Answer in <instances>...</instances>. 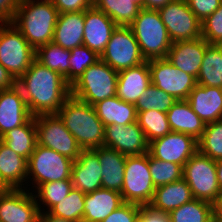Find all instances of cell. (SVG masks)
Masks as SVG:
<instances>
[{"label": "cell", "instance_id": "1", "mask_svg": "<svg viewBox=\"0 0 222 222\" xmlns=\"http://www.w3.org/2000/svg\"><path fill=\"white\" fill-rule=\"evenodd\" d=\"M32 116L57 114L71 95V86L58 72L50 70L36 59L16 81Z\"/></svg>", "mask_w": 222, "mask_h": 222}, {"label": "cell", "instance_id": "2", "mask_svg": "<svg viewBox=\"0 0 222 222\" xmlns=\"http://www.w3.org/2000/svg\"><path fill=\"white\" fill-rule=\"evenodd\" d=\"M58 15L51 0H21L11 23L36 50L52 42Z\"/></svg>", "mask_w": 222, "mask_h": 222}, {"label": "cell", "instance_id": "3", "mask_svg": "<svg viewBox=\"0 0 222 222\" xmlns=\"http://www.w3.org/2000/svg\"><path fill=\"white\" fill-rule=\"evenodd\" d=\"M57 114L82 150L104 146L105 126L92 105L70 95Z\"/></svg>", "mask_w": 222, "mask_h": 222}, {"label": "cell", "instance_id": "4", "mask_svg": "<svg viewBox=\"0 0 222 222\" xmlns=\"http://www.w3.org/2000/svg\"><path fill=\"white\" fill-rule=\"evenodd\" d=\"M130 27L146 61L167 58L172 41L158 10L142 8Z\"/></svg>", "mask_w": 222, "mask_h": 222}, {"label": "cell", "instance_id": "5", "mask_svg": "<svg viewBox=\"0 0 222 222\" xmlns=\"http://www.w3.org/2000/svg\"><path fill=\"white\" fill-rule=\"evenodd\" d=\"M118 72L101 59L71 85V95L90 105L116 96Z\"/></svg>", "mask_w": 222, "mask_h": 222}, {"label": "cell", "instance_id": "6", "mask_svg": "<svg viewBox=\"0 0 222 222\" xmlns=\"http://www.w3.org/2000/svg\"><path fill=\"white\" fill-rule=\"evenodd\" d=\"M36 50L12 23L0 24V64L17 81L35 60Z\"/></svg>", "mask_w": 222, "mask_h": 222}, {"label": "cell", "instance_id": "7", "mask_svg": "<svg viewBox=\"0 0 222 222\" xmlns=\"http://www.w3.org/2000/svg\"><path fill=\"white\" fill-rule=\"evenodd\" d=\"M121 195L125 203L150 204L155 186L149 169V153L127 156Z\"/></svg>", "mask_w": 222, "mask_h": 222}, {"label": "cell", "instance_id": "8", "mask_svg": "<svg viewBox=\"0 0 222 222\" xmlns=\"http://www.w3.org/2000/svg\"><path fill=\"white\" fill-rule=\"evenodd\" d=\"M183 179L191 189L194 199L213 203L220 194L216 161L197 151L183 167Z\"/></svg>", "mask_w": 222, "mask_h": 222}, {"label": "cell", "instance_id": "9", "mask_svg": "<svg viewBox=\"0 0 222 222\" xmlns=\"http://www.w3.org/2000/svg\"><path fill=\"white\" fill-rule=\"evenodd\" d=\"M37 144L53 149L59 154L75 161L82 148L75 137L67 130L58 114H42L35 116Z\"/></svg>", "mask_w": 222, "mask_h": 222}, {"label": "cell", "instance_id": "10", "mask_svg": "<svg viewBox=\"0 0 222 222\" xmlns=\"http://www.w3.org/2000/svg\"><path fill=\"white\" fill-rule=\"evenodd\" d=\"M73 160L53 149L36 144L28 159L27 178H31L36 189L43 183L71 179ZM29 176V177H28Z\"/></svg>", "mask_w": 222, "mask_h": 222}, {"label": "cell", "instance_id": "11", "mask_svg": "<svg viewBox=\"0 0 222 222\" xmlns=\"http://www.w3.org/2000/svg\"><path fill=\"white\" fill-rule=\"evenodd\" d=\"M100 59L117 72L146 61L130 26H117L113 30Z\"/></svg>", "mask_w": 222, "mask_h": 222}, {"label": "cell", "instance_id": "12", "mask_svg": "<svg viewBox=\"0 0 222 222\" xmlns=\"http://www.w3.org/2000/svg\"><path fill=\"white\" fill-rule=\"evenodd\" d=\"M158 11L172 43L202 37V22L185 0H174Z\"/></svg>", "mask_w": 222, "mask_h": 222}, {"label": "cell", "instance_id": "13", "mask_svg": "<svg viewBox=\"0 0 222 222\" xmlns=\"http://www.w3.org/2000/svg\"><path fill=\"white\" fill-rule=\"evenodd\" d=\"M151 83L172 95L176 100H186L197 85V79L175 67L167 58L148 61Z\"/></svg>", "mask_w": 222, "mask_h": 222}, {"label": "cell", "instance_id": "14", "mask_svg": "<svg viewBox=\"0 0 222 222\" xmlns=\"http://www.w3.org/2000/svg\"><path fill=\"white\" fill-rule=\"evenodd\" d=\"M40 204L27 189L0 190V222H38Z\"/></svg>", "mask_w": 222, "mask_h": 222}, {"label": "cell", "instance_id": "15", "mask_svg": "<svg viewBox=\"0 0 222 222\" xmlns=\"http://www.w3.org/2000/svg\"><path fill=\"white\" fill-rule=\"evenodd\" d=\"M198 151V140L194 137L172 131L149 143L148 153L159 160L184 164Z\"/></svg>", "mask_w": 222, "mask_h": 222}, {"label": "cell", "instance_id": "16", "mask_svg": "<svg viewBox=\"0 0 222 222\" xmlns=\"http://www.w3.org/2000/svg\"><path fill=\"white\" fill-rule=\"evenodd\" d=\"M104 146L115 149L126 156L148 153L149 143L137 122L105 126Z\"/></svg>", "mask_w": 222, "mask_h": 222}, {"label": "cell", "instance_id": "17", "mask_svg": "<svg viewBox=\"0 0 222 222\" xmlns=\"http://www.w3.org/2000/svg\"><path fill=\"white\" fill-rule=\"evenodd\" d=\"M84 21L83 45L101 56L117 25L94 6L84 11Z\"/></svg>", "mask_w": 222, "mask_h": 222}, {"label": "cell", "instance_id": "18", "mask_svg": "<svg viewBox=\"0 0 222 222\" xmlns=\"http://www.w3.org/2000/svg\"><path fill=\"white\" fill-rule=\"evenodd\" d=\"M31 117L17 85L8 90H0V138L9 130L24 125Z\"/></svg>", "mask_w": 222, "mask_h": 222}, {"label": "cell", "instance_id": "19", "mask_svg": "<svg viewBox=\"0 0 222 222\" xmlns=\"http://www.w3.org/2000/svg\"><path fill=\"white\" fill-rule=\"evenodd\" d=\"M101 171L98 155L93 150H82L71 168L73 188L85 194L102 188Z\"/></svg>", "mask_w": 222, "mask_h": 222}, {"label": "cell", "instance_id": "20", "mask_svg": "<svg viewBox=\"0 0 222 222\" xmlns=\"http://www.w3.org/2000/svg\"><path fill=\"white\" fill-rule=\"evenodd\" d=\"M208 45L203 37L174 42L169 49L167 59L175 67L197 79Z\"/></svg>", "mask_w": 222, "mask_h": 222}, {"label": "cell", "instance_id": "21", "mask_svg": "<svg viewBox=\"0 0 222 222\" xmlns=\"http://www.w3.org/2000/svg\"><path fill=\"white\" fill-rule=\"evenodd\" d=\"M151 84L148 61L118 72L116 96L131 104H136Z\"/></svg>", "mask_w": 222, "mask_h": 222}, {"label": "cell", "instance_id": "22", "mask_svg": "<svg viewBox=\"0 0 222 222\" xmlns=\"http://www.w3.org/2000/svg\"><path fill=\"white\" fill-rule=\"evenodd\" d=\"M186 100L205 124L222 119V88L197 84Z\"/></svg>", "mask_w": 222, "mask_h": 222}, {"label": "cell", "instance_id": "23", "mask_svg": "<svg viewBox=\"0 0 222 222\" xmlns=\"http://www.w3.org/2000/svg\"><path fill=\"white\" fill-rule=\"evenodd\" d=\"M28 160L15 153L0 139V190L22 189L27 181Z\"/></svg>", "mask_w": 222, "mask_h": 222}, {"label": "cell", "instance_id": "24", "mask_svg": "<svg viewBox=\"0 0 222 222\" xmlns=\"http://www.w3.org/2000/svg\"><path fill=\"white\" fill-rule=\"evenodd\" d=\"M84 203L83 220L88 222H102L125 202L120 192L99 188L94 192L87 193Z\"/></svg>", "mask_w": 222, "mask_h": 222}, {"label": "cell", "instance_id": "25", "mask_svg": "<svg viewBox=\"0 0 222 222\" xmlns=\"http://www.w3.org/2000/svg\"><path fill=\"white\" fill-rule=\"evenodd\" d=\"M84 11L60 13L52 42L66 50L83 45Z\"/></svg>", "mask_w": 222, "mask_h": 222}, {"label": "cell", "instance_id": "26", "mask_svg": "<svg viewBox=\"0 0 222 222\" xmlns=\"http://www.w3.org/2000/svg\"><path fill=\"white\" fill-rule=\"evenodd\" d=\"M99 158L102 173V188L115 190L121 193L127 156L115 149L102 146L92 149Z\"/></svg>", "mask_w": 222, "mask_h": 222}, {"label": "cell", "instance_id": "27", "mask_svg": "<svg viewBox=\"0 0 222 222\" xmlns=\"http://www.w3.org/2000/svg\"><path fill=\"white\" fill-rule=\"evenodd\" d=\"M171 131L184 133L199 140L206 124L192 110L187 100H177L167 111Z\"/></svg>", "mask_w": 222, "mask_h": 222}, {"label": "cell", "instance_id": "28", "mask_svg": "<svg viewBox=\"0 0 222 222\" xmlns=\"http://www.w3.org/2000/svg\"><path fill=\"white\" fill-rule=\"evenodd\" d=\"M98 118L104 126L111 124L123 125L137 122V111L134 104L114 96L93 105Z\"/></svg>", "mask_w": 222, "mask_h": 222}, {"label": "cell", "instance_id": "29", "mask_svg": "<svg viewBox=\"0 0 222 222\" xmlns=\"http://www.w3.org/2000/svg\"><path fill=\"white\" fill-rule=\"evenodd\" d=\"M193 198L191 189L182 178L178 181L159 186L155 189L150 205L164 212L172 210L191 201Z\"/></svg>", "mask_w": 222, "mask_h": 222}, {"label": "cell", "instance_id": "30", "mask_svg": "<svg viewBox=\"0 0 222 222\" xmlns=\"http://www.w3.org/2000/svg\"><path fill=\"white\" fill-rule=\"evenodd\" d=\"M0 139L15 153L28 160L37 144L35 117L32 116L24 125L9 130Z\"/></svg>", "mask_w": 222, "mask_h": 222}, {"label": "cell", "instance_id": "31", "mask_svg": "<svg viewBox=\"0 0 222 222\" xmlns=\"http://www.w3.org/2000/svg\"><path fill=\"white\" fill-rule=\"evenodd\" d=\"M93 6L110 17L117 26H130L142 9L141 0H95Z\"/></svg>", "mask_w": 222, "mask_h": 222}, {"label": "cell", "instance_id": "32", "mask_svg": "<svg viewBox=\"0 0 222 222\" xmlns=\"http://www.w3.org/2000/svg\"><path fill=\"white\" fill-rule=\"evenodd\" d=\"M197 84L222 88V45L209 44L207 46Z\"/></svg>", "mask_w": 222, "mask_h": 222}, {"label": "cell", "instance_id": "33", "mask_svg": "<svg viewBox=\"0 0 222 222\" xmlns=\"http://www.w3.org/2000/svg\"><path fill=\"white\" fill-rule=\"evenodd\" d=\"M70 50L50 42L36 49L35 59L50 70L58 72L70 85Z\"/></svg>", "mask_w": 222, "mask_h": 222}, {"label": "cell", "instance_id": "34", "mask_svg": "<svg viewBox=\"0 0 222 222\" xmlns=\"http://www.w3.org/2000/svg\"><path fill=\"white\" fill-rule=\"evenodd\" d=\"M171 222H213V205L210 202L192 199L172 210Z\"/></svg>", "mask_w": 222, "mask_h": 222}, {"label": "cell", "instance_id": "35", "mask_svg": "<svg viewBox=\"0 0 222 222\" xmlns=\"http://www.w3.org/2000/svg\"><path fill=\"white\" fill-rule=\"evenodd\" d=\"M137 123L144 131L148 143L171 133L167 113L157 110L137 112Z\"/></svg>", "mask_w": 222, "mask_h": 222}, {"label": "cell", "instance_id": "36", "mask_svg": "<svg viewBox=\"0 0 222 222\" xmlns=\"http://www.w3.org/2000/svg\"><path fill=\"white\" fill-rule=\"evenodd\" d=\"M85 195L82 191L73 188L68 196L54 205L48 213L74 222L83 220Z\"/></svg>", "mask_w": 222, "mask_h": 222}, {"label": "cell", "instance_id": "37", "mask_svg": "<svg viewBox=\"0 0 222 222\" xmlns=\"http://www.w3.org/2000/svg\"><path fill=\"white\" fill-rule=\"evenodd\" d=\"M198 151L214 161L222 159V119L206 124Z\"/></svg>", "mask_w": 222, "mask_h": 222}, {"label": "cell", "instance_id": "38", "mask_svg": "<svg viewBox=\"0 0 222 222\" xmlns=\"http://www.w3.org/2000/svg\"><path fill=\"white\" fill-rule=\"evenodd\" d=\"M177 100L168 93L150 84L135 104L137 112L157 110L167 113Z\"/></svg>", "mask_w": 222, "mask_h": 222}, {"label": "cell", "instance_id": "39", "mask_svg": "<svg viewBox=\"0 0 222 222\" xmlns=\"http://www.w3.org/2000/svg\"><path fill=\"white\" fill-rule=\"evenodd\" d=\"M149 169L155 188L183 178V167L181 165L156 159L150 154Z\"/></svg>", "mask_w": 222, "mask_h": 222}, {"label": "cell", "instance_id": "40", "mask_svg": "<svg viewBox=\"0 0 222 222\" xmlns=\"http://www.w3.org/2000/svg\"><path fill=\"white\" fill-rule=\"evenodd\" d=\"M73 189L71 179H64L58 181H52L41 184L35 191L34 194L36 200L41 201L42 204L48 208L47 212L57 203L61 202L62 199L66 198L70 191ZM39 198V199H37Z\"/></svg>", "mask_w": 222, "mask_h": 222}, {"label": "cell", "instance_id": "41", "mask_svg": "<svg viewBox=\"0 0 222 222\" xmlns=\"http://www.w3.org/2000/svg\"><path fill=\"white\" fill-rule=\"evenodd\" d=\"M70 86L80 78L83 72L91 65L100 60V56L90 50L87 46L81 45L70 50Z\"/></svg>", "mask_w": 222, "mask_h": 222}, {"label": "cell", "instance_id": "42", "mask_svg": "<svg viewBox=\"0 0 222 222\" xmlns=\"http://www.w3.org/2000/svg\"><path fill=\"white\" fill-rule=\"evenodd\" d=\"M202 37L209 44L222 45V3L202 21Z\"/></svg>", "mask_w": 222, "mask_h": 222}, {"label": "cell", "instance_id": "43", "mask_svg": "<svg viewBox=\"0 0 222 222\" xmlns=\"http://www.w3.org/2000/svg\"><path fill=\"white\" fill-rule=\"evenodd\" d=\"M139 216V205L124 203L102 222H135Z\"/></svg>", "mask_w": 222, "mask_h": 222}, {"label": "cell", "instance_id": "44", "mask_svg": "<svg viewBox=\"0 0 222 222\" xmlns=\"http://www.w3.org/2000/svg\"><path fill=\"white\" fill-rule=\"evenodd\" d=\"M188 7L202 22L210 16L222 3V0H185Z\"/></svg>", "mask_w": 222, "mask_h": 222}, {"label": "cell", "instance_id": "45", "mask_svg": "<svg viewBox=\"0 0 222 222\" xmlns=\"http://www.w3.org/2000/svg\"><path fill=\"white\" fill-rule=\"evenodd\" d=\"M60 13L85 11L93 7V0H51Z\"/></svg>", "mask_w": 222, "mask_h": 222}, {"label": "cell", "instance_id": "46", "mask_svg": "<svg viewBox=\"0 0 222 222\" xmlns=\"http://www.w3.org/2000/svg\"><path fill=\"white\" fill-rule=\"evenodd\" d=\"M141 222H171L170 215L150 204L139 205V216Z\"/></svg>", "mask_w": 222, "mask_h": 222}, {"label": "cell", "instance_id": "47", "mask_svg": "<svg viewBox=\"0 0 222 222\" xmlns=\"http://www.w3.org/2000/svg\"><path fill=\"white\" fill-rule=\"evenodd\" d=\"M21 0H0V23H11Z\"/></svg>", "mask_w": 222, "mask_h": 222}, {"label": "cell", "instance_id": "48", "mask_svg": "<svg viewBox=\"0 0 222 222\" xmlns=\"http://www.w3.org/2000/svg\"><path fill=\"white\" fill-rule=\"evenodd\" d=\"M16 85V80L11 74L0 64V90H8Z\"/></svg>", "mask_w": 222, "mask_h": 222}, {"label": "cell", "instance_id": "49", "mask_svg": "<svg viewBox=\"0 0 222 222\" xmlns=\"http://www.w3.org/2000/svg\"><path fill=\"white\" fill-rule=\"evenodd\" d=\"M174 0H141V7L149 10H159Z\"/></svg>", "mask_w": 222, "mask_h": 222}, {"label": "cell", "instance_id": "50", "mask_svg": "<svg viewBox=\"0 0 222 222\" xmlns=\"http://www.w3.org/2000/svg\"><path fill=\"white\" fill-rule=\"evenodd\" d=\"M44 210L45 209L41 210L39 218H38V222H74L72 220L53 216V215L49 214L47 211L44 212Z\"/></svg>", "mask_w": 222, "mask_h": 222}, {"label": "cell", "instance_id": "51", "mask_svg": "<svg viewBox=\"0 0 222 222\" xmlns=\"http://www.w3.org/2000/svg\"><path fill=\"white\" fill-rule=\"evenodd\" d=\"M213 205V219H222V192L218 195Z\"/></svg>", "mask_w": 222, "mask_h": 222}, {"label": "cell", "instance_id": "52", "mask_svg": "<svg viewBox=\"0 0 222 222\" xmlns=\"http://www.w3.org/2000/svg\"><path fill=\"white\" fill-rule=\"evenodd\" d=\"M216 173H217V181L222 192V159L216 161Z\"/></svg>", "mask_w": 222, "mask_h": 222}, {"label": "cell", "instance_id": "53", "mask_svg": "<svg viewBox=\"0 0 222 222\" xmlns=\"http://www.w3.org/2000/svg\"><path fill=\"white\" fill-rule=\"evenodd\" d=\"M213 222H222V219H213Z\"/></svg>", "mask_w": 222, "mask_h": 222}, {"label": "cell", "instance_id": "54", "mask_svg": "<svg viewBox=\"0 0 222 222\" xmlns=\"http://www.w3.org/2000/svg\"><path fill=\"white\" fill-rule=\"evenodd\" d=\"M78 222H88V221H85V220H79Z\"/></svg>", "mask_w": 222, "mask_h": 222}, {"label": "cell", "instance_id": "55", "mask_svg": "<svg viewBox=\"0 0 222 222\" xmlns=\"http://www.w3.org/2000/svg\"><path fill=\"white\" fill-rule=\"evenodd\" d=\"M135 222H141V221H140V219H139V218H137Z\"/></svg>", "mask_w": 222, "mask_h": 222}]
</instances>
